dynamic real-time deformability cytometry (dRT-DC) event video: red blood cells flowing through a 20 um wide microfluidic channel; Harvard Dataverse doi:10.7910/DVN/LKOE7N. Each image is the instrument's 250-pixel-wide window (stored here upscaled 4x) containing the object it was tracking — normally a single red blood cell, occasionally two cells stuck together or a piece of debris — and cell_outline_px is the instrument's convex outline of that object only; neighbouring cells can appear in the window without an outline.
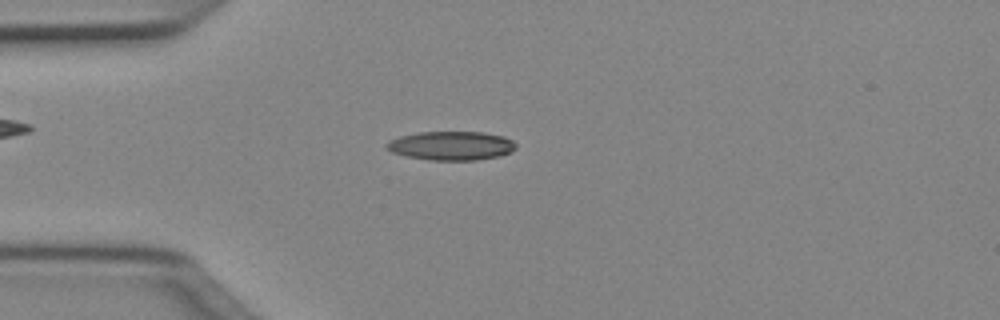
{"species": "Egyptian fruit bat (a non-hibernating species)", "species_latin": "Rousettus aegyptiacus", "temperature_condition": "cold", "stored_images_in_passage": 46, "camera_frame_rate_fps": 3000, "um_per_image_px": 0.085, "animal": {"sex": "female"}, "frame": {"image": 1, "passage_image": 9, "time_ms": 2.667, "image_size_px": [1000, 320], "cell_outline_px": [[516, 148], [512, 152], [500, 156], [476, 160], [428, 160], [404, 156], [392, 152], [384, 144], [388, 140], [400, 136], [420, 132], [484, 132], [504, 136], [512, 140], [516, 144]], "centroid_in_image_um": [38.36, 12.39], "position_along_channel_um": 46.6, "area_um2": 21.96}}
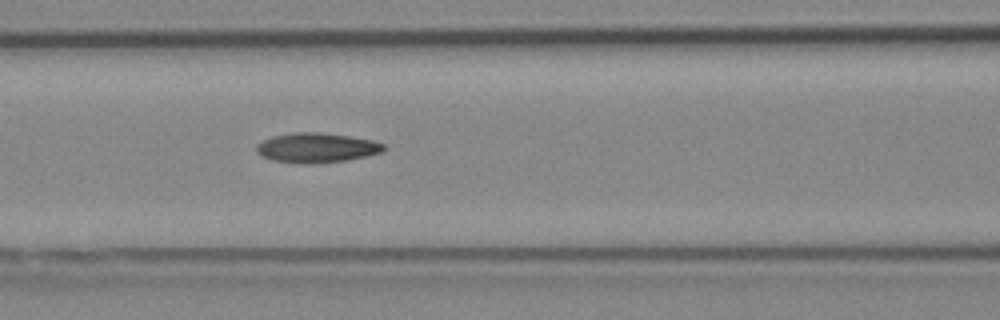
{"frame": {"image": 2, "passage_image": 17, "time_ms": 5.333, "image_size_px": [1000, 320], "cell_outline_px": [[384, 152], [368, 156], [348, 160], [316, 164], [308, 164], [272, 160], [260, 156], [256, 152], [256, 144], [272, 136], [292, 132], [320, 132], [348, 136], [372, 140], [384, 144]], "centroid_in_image_um": [26.9, 12.56], "position_along_channel_um": 139.7, "area_um2": 22.25}}
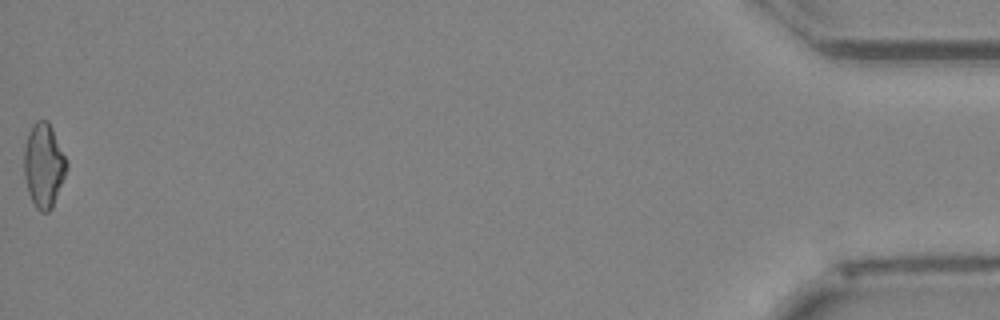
{"frame": {"image": 3, "passage_image": 46, "time_ms": 15.0, "image_size_px": [1000, 320], "cell_outline_px": [[68, 168], [52, 208], [48, 212], [40, 212], [36, 208], [28, 192], [24, 176], [24, 148], [28, 132], [32, 124], [36, 120], [48, 120], [52, 128], [68, 164]], "centroid_in_image_um": [3.71, 14.05], "position_along_channel_um": 431.5, "area_um2": 20.87}, "authors_computed_cell_mechanics": {"area_um2": 20.8658, "velocity_mm_per_s": 4.0565, "shape_relaxation_time_tau1_ms": null, "shape_relaxation_time_tau2_ms": 6.2297, "deformation_change_tau1": null, "deformation_change_tau2": 0.1512}}